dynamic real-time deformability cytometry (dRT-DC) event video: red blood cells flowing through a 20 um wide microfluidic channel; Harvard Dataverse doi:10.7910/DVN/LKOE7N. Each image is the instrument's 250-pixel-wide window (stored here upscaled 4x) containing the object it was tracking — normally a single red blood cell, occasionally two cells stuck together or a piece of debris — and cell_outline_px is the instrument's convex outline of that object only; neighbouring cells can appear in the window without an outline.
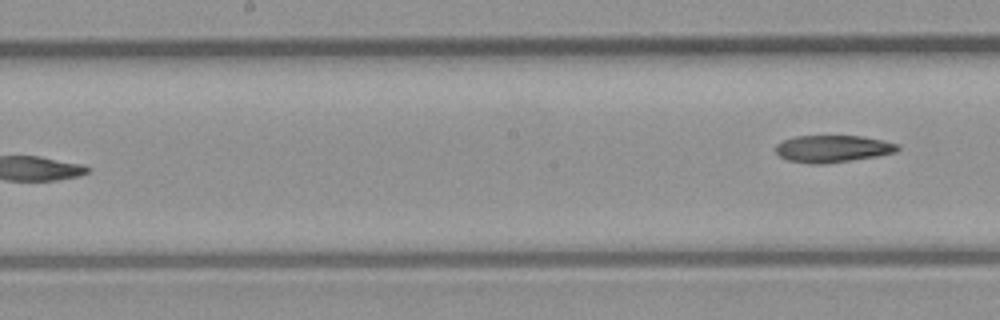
{"species": "common noctule bat (a hibernating species)", "species_latin": "Nyctalus noctula", "temperature_condition": "room temperature", "stored_images_in_passage": 7, "camera_frame_rate_fps": 3000, "um_per_image_px": 0.085, "animal": {"sex": "male", "body_mass_g": 23.1, "forearm_length_mm": 52.7}, "frame": {"image": 1, "passage_image": 7, "time_ms": 2.0, "image_size_px": [1000, 320], "cell_outline_px": [[900, 148], [896, 152], [876, 156], [824, 164], [808, 164], [788, 160], [780, 156], [776, 152], [776, 144], [784, 140], [796, 136], [864, 136], [884, 140], [900, 144]], "centroid_in_image_um": [70.8, 12.64], "position_along_channel_um": 177.4, "area_um2": 19.31}}